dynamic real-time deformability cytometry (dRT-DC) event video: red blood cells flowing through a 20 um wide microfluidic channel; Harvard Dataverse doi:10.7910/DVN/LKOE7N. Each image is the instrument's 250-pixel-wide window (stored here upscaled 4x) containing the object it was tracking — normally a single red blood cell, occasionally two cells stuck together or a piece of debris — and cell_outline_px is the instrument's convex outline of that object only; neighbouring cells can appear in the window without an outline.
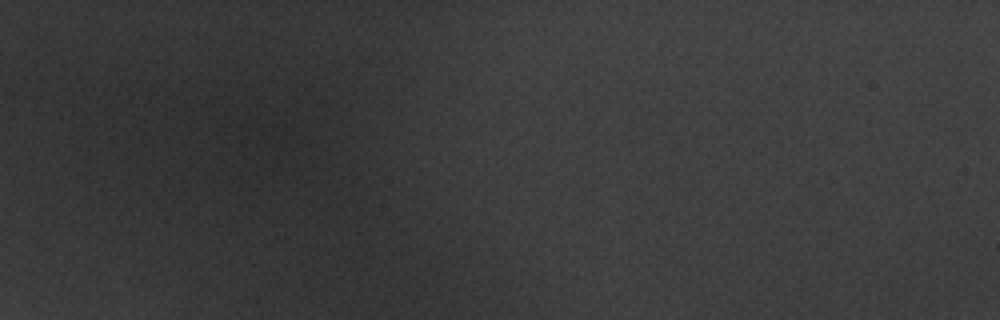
{"species": "common noctule bat (a hibernating species)", "species_latin": "Nyctalus noctula", "temperature_condition": "warm", "stored_images_in_passage": 2, "camera_frame_rate_fps": 3000, "um_per_image_px": 0.085, "animal": {"sex": "male", "body_mass_g": 20.1, "forearm_length_mm": 53.5}, "frame": {"image": 1, "passage_image": 1, "time_ms": 0.0, "image_size_px": [1000, 320], "cell_outline_px": [[316, 156], [312, 164], [280, 160], [260, 136], [272, 120], [288, 124], [308, 136]], "centroid_in_image_um": [24.53, 12.16], "position_along_channel_um": 60.5, "area_um2": 11.04}}